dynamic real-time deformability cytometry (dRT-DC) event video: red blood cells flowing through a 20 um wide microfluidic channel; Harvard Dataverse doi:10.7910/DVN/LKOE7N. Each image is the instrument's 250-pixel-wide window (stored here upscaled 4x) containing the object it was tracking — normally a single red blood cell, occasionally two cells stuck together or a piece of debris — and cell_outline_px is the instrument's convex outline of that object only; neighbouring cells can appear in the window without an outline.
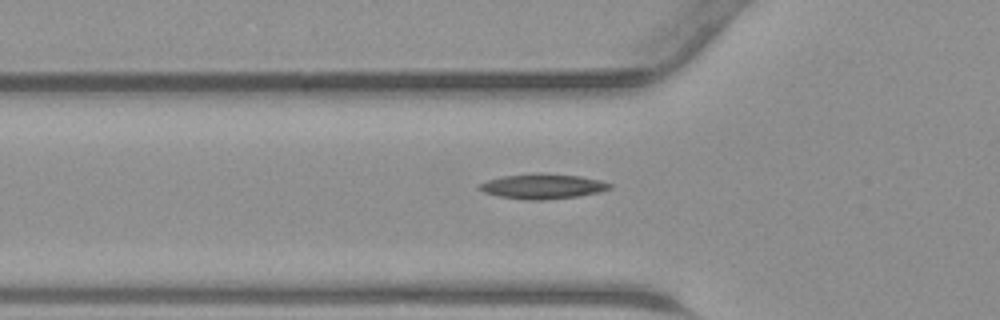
{"species": "common noctule bat (a hibernating species)", "species_latin": "Nyctalus noctula", "temperature_condition": "warm", "stored_images_in_passage": 33, "camera_frame_rate_fps": 3000, "um_per_image_px": 0.085, "animal": {"sex": "male", "body_mass_g": 23.1, "forearm_length_mm": 52.7}, "frame": {"image": 1, "passage_image": 4, "time_ms": 1.0, "image_size_px": [1000, 320], "cell_outline_px": [[612, 188], [600, 192], [580, 196], [544, 200], [524, 200], [496, 196], [484, 192], [476, 188], [480, 184], [488, 180], [504, 176], [536, 172], [580, 176], [600, 180], [612, 184]], "centroid_in_image_um": [46.13, 15.84], "position_along_channel_um": 79.7, "area_um2": 19.25}}
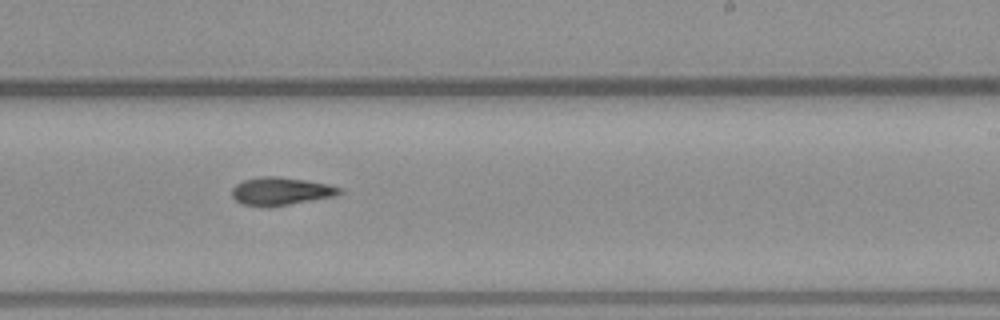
{"frame": {"image": 2, "passage_image": 16, "time_ms": 5.0, "image_size_px": [1000, 320], "cell_outline_px": [[340, 192], [332, 196], [288, 204], [244, 204], [236, 200], [232, 196], [232, 188], [236, 184], [244, 180], [260, 176], [276, 176], [304, 180], [328, 184], [340, 188]], "centroid_in_image_um": [23.83, 16.2], "position_along_channel_um": 265.2, "area_um2": 16.53}}
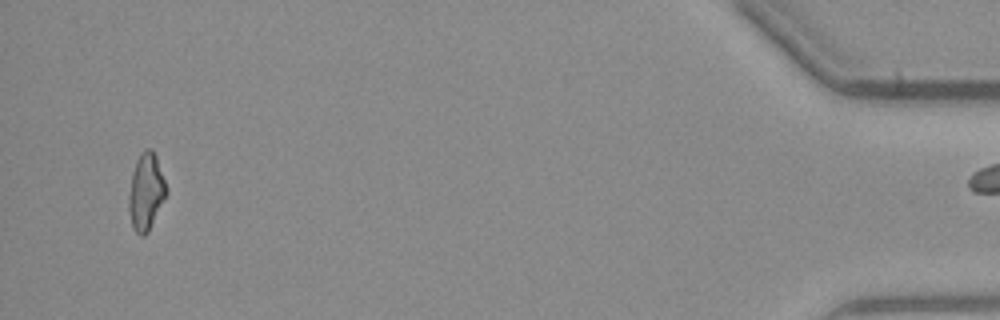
{"frame": {"image": 3, "passage_image": 32, "time_ms": 10.333, "image_size_px": [1000, 320], "cell_outline_px": [[168, 192], [148, 232], [144, 236], [140, 236], [132, 228], [128, 208], [128, 196], [132, 172], [136, 160], [140, 152], [148, 148], [152, 148], [156, 156], [168, 188]], "centroid_in_image_um": [12.41, 16.3], "position_along_channel_um": 422.8, "area_um2": 17.05}}